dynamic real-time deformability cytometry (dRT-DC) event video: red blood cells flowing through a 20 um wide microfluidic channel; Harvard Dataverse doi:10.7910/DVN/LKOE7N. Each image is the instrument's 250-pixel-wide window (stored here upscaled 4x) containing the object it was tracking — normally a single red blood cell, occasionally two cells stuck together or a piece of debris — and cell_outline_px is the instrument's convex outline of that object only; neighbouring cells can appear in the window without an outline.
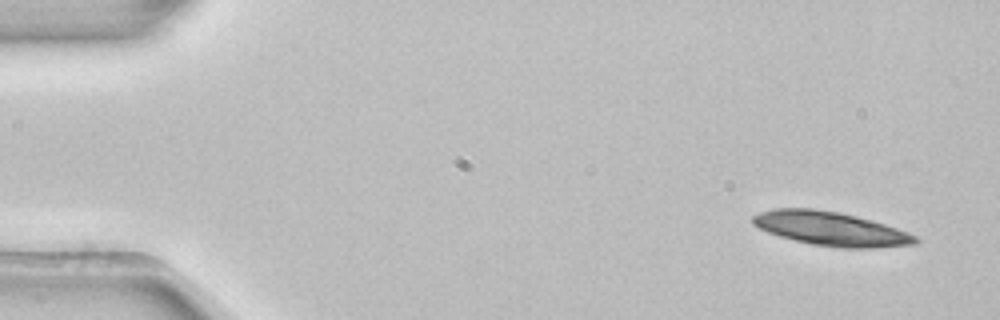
{"species": "common noctule bat (a hibernating species)", "species_latin": "Nyctalus noctula", "temperature_condition": "room temperature", "stored_images_in_passage": 3, "camera_frame_rate_fps": 3000, "um_per_image_px": 0.085, "animal": {"sex": "female", "body_mass_g": 22.7, "forearm_length_mm": 54.2}, "frame": {"image": 1, "passage_image": 1, "time_ms": 0.0, "image_size_px": [1000, 320], "cell_outline_px": [[920, 240], [916, 244], [872, 248], [836, 248], [812, 244], [780, 236], [768, 232], [752, 224], [752, 216], [760, 212], [772, 208], [812, 208], [840, 212], [872, 220], [908, 232], [916, 236]], "centroid_in_image_um": [70.62, 19.44], "position_along_channel_um": 14.4, "area_um2": 32.19}}